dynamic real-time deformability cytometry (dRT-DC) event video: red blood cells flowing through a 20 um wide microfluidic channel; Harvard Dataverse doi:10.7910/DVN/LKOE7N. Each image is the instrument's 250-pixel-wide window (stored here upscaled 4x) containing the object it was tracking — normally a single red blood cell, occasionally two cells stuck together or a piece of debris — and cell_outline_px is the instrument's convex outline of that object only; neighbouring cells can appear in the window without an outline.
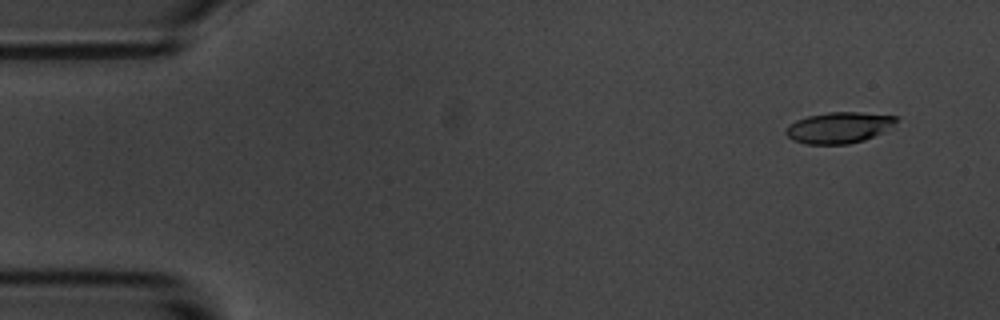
{"species": "common noctule bat (a hibernating species)", "species_latin": "Nyctalus noctula", "temperature_condition": "room temperature", "stored_images_in_passage": 56, "camera_frame_rate_fps": 3000, "um_per_image_px": 0.085, "animal": {"sex": "male", "body_mass_g": 20.1, "forearm_length_mm": 53.5}, "frame": {"image": 1, "passage_image": 4, "time_ms": 1.0, "image_size_px": [1000, 320], "cell_outline_px": [[900, 120], [884, 132], [864, 140], [848, 144], [804, 144], [792, 140], [784, 132], [784, 128], [788, 124], [796, 120], [808, 116], [828, 112], [860, 112], [896, 116]], "centroid_in_image_um": [71.29, 10.85], "position_along_channel_um": 13.7, "area_um2": 20.23}}
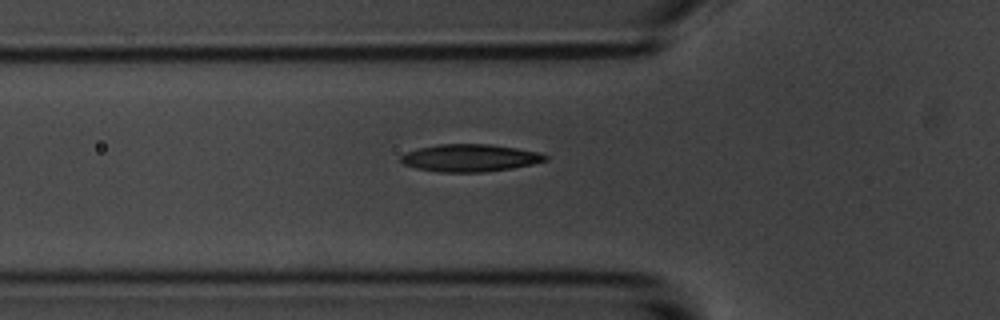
{"frame": {"image": 2, "passage_image": 19, "time_ms": 6.0, "image_size_px": [1000, 320], "cell_outline_px": [[548, 160], [532, 164], [512, 168], [484, 172], [440, 172], [416, 168], [404, 164], [400, 160], [400, 156], [404, 152], [416, 148], [436, 144], [488, 144], [516, 148], [540, 152], [548, 156]], "centroid_in_image_um": [39.92, 13.42], "position_along_channel_um": 85.9, "area_um2": 23.24}}
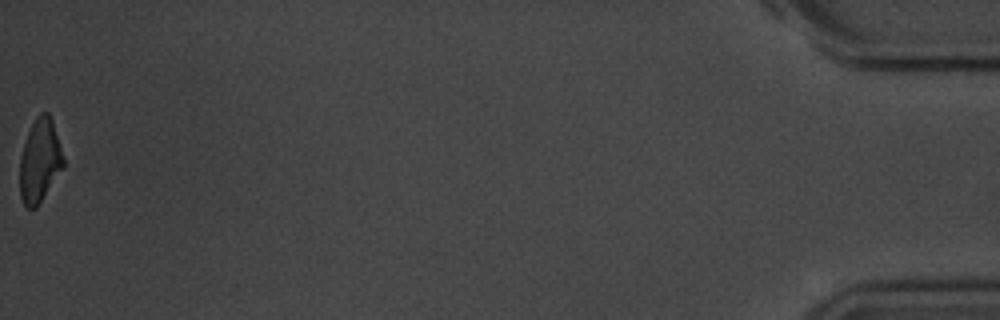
{"frame": {"image": 3, "passage_image": 56, "time_ms": 18.333, "image_size_px": [1000, 320], "cell_outline_px": [[64, 168], [36, 208], [24, 208], [20, 196], [20, 156], [28, 132], [36, 116], [40, 112], [48, 112], [52, 120], [64, 160]], "centroid_in_image_um": [3.37, 13.69], "position_along_channel_um": 431.8, "area_um2": 21.15}, "authors_computed_cell_mechanics": {"area_um2": 22.3686, "velocity_mm_per_s": 3.6108, "shape_relaxation_time_tau1_ms": 2.9524, "shape_relaxation_time_tau2_ms": 3.8249, "deformation_change_tau1": 0.1269, "deformation_change_tau2": 0.1106}}